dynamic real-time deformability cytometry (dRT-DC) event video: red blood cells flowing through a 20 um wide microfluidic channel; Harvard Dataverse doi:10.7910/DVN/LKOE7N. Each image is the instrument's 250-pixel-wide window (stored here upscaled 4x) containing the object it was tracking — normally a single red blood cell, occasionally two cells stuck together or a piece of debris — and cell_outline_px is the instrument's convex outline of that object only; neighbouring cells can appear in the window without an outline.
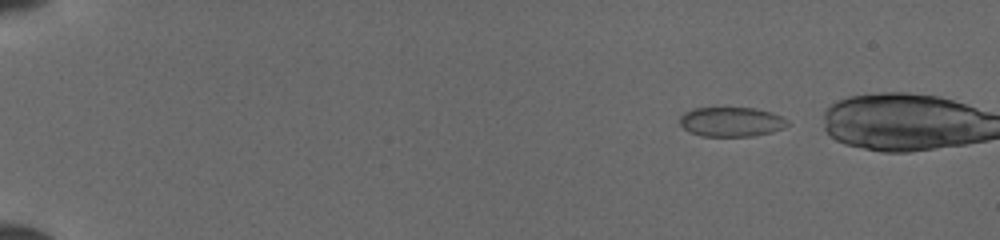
{"species": "common noctule bat (a hibernating species)", "species_latin": "Nyctalus noctula", "temperature_condition": "cold", "stored_images_in_passage": 45, "camera_frame_rate_fps": 3000, "um_per_image_px": 0.085, "animal": {"sex": "female", "body_mass_g": 19.5, "forearm_length_mm": 54.1}, "frame": {"image": 1, "passage_image": 4, "time_ms": 1.0, "image_size_px": [1000, 240], "cell_outline_px": [[788, 124], [772, 132], [752, 136], [700, 136], [688, 132], [680, 124], [680, 116], [684, 112], [692, 108], [756, 108], [772, 112], [788, 120]], "centroid_in_image_um": [62.12, 10.35], "position_along_channel_um": 22.9, "area_um2": 18.55}}
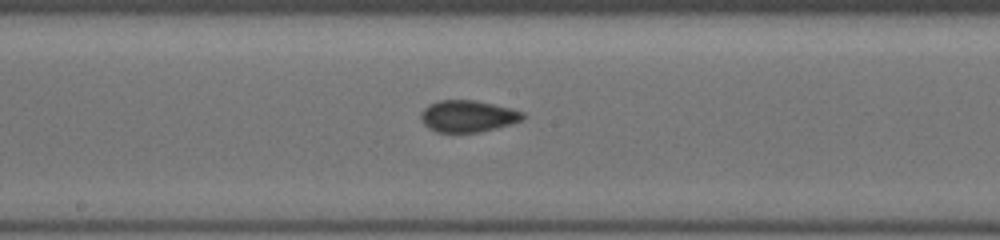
{"frame": {"image": 2, "passage_image": 26, "time_ms": 8.333, "image_size_px": [1000, 240], "cell_outline_px": [[524, 116], [520, 120], [512, 124], [480, 132], [436, 132], [428, 128], [420, 120], [420, 112], [428, 104], [440, 100], [476, 100], [512, 108], [524, 112]], "centroid_in_image_um": [39.74, 9.87], "position_along_channel_um": 208.5, "area_um2": 19.02}}
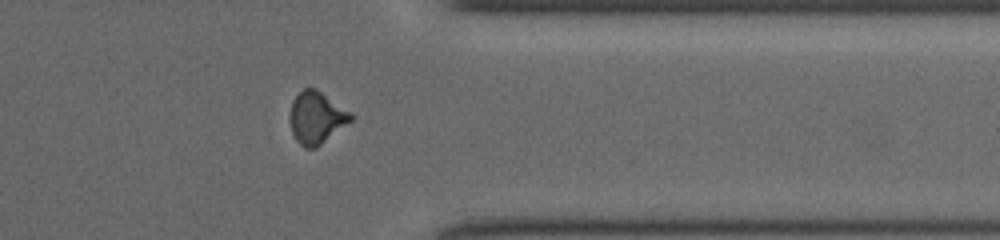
{"frame": {"image": 3, "passage_image": 39, "time_ms": 12.667, "image_size_px": [1000, 240], "cell_outline_px": [[356, 116], [352, 120], [316, 148], [304, 148], [296, 140], [292, 132], [288, 116], [292, 100], [304, 88], [316, 88], [352, 112]], "centroid_in_image_um": [26.9, 9.99], "position_along_channel_um": 384.5, "area_um2": 18.73}}